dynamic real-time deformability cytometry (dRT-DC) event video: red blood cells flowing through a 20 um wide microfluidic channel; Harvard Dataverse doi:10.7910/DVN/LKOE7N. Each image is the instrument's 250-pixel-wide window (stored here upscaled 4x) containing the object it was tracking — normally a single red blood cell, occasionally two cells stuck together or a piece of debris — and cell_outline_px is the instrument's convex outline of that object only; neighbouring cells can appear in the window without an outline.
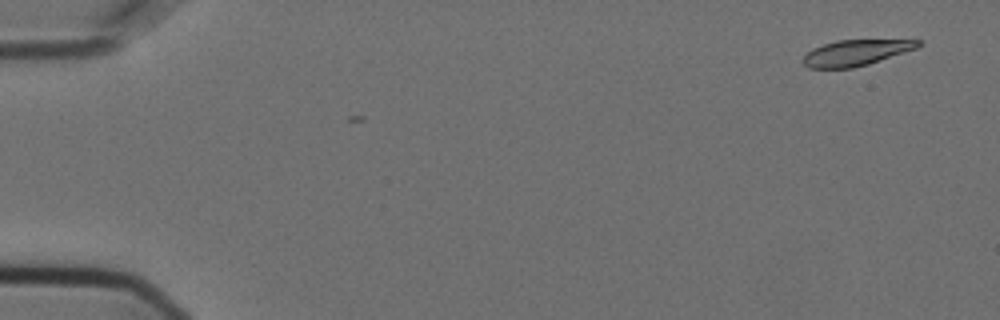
{"species": "Egyptian fruit bat (a non-hibernating species)", "species_latin": "Rousettus aegyptiacus", "temperature_condition": "cold", "stored_images_in_passage": 2, "camera_frame_rate_fps": 3000, "um_per_image_px": 0.085, "animal": {"sex": "female"}, "frame": {"image": 1, "passage_image": 1, "time_ms": 0.0, "image_size_px": [1000, 320], "cell_outline_px": [[920, 44], [916, 48], [868, 64], [852, 68], [808, 68], [800, 60], [812, 48], [836, 40], [920, 40]], "centroid_in_image_um": [72.68, 4.48], "position_along_channel_um": 12.3, "area_um2": 17.11}}